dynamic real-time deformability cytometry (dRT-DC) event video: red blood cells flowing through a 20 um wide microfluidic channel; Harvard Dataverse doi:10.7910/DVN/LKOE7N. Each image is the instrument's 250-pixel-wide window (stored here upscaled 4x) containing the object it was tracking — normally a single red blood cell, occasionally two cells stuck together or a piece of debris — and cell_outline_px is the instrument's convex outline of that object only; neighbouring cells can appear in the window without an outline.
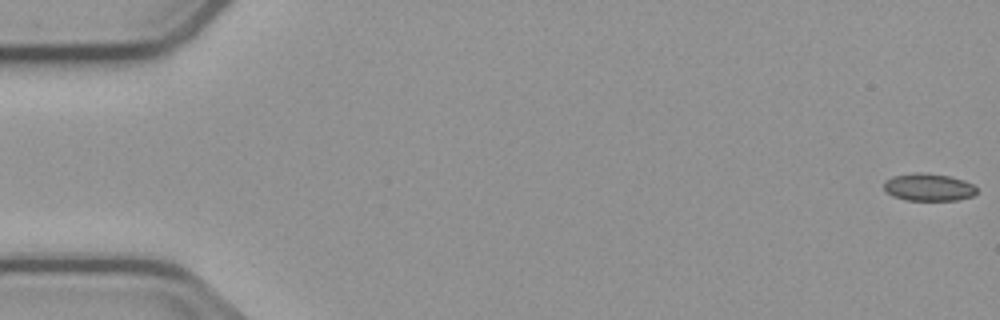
{"species": "common noctule bat (a hibernating species)", "species_latin": "Nyctalus noctula", "temperature_condition": "cold", "stored_images_in_passage": 11, "camera_frame_rate_fps": 3000, "um_per_image_px": 0.085, "animal": {"sex": "male", "body_mass_g": 23.1, "forearm_length_mm": 52.7}, "frame": {"image": 1, "passage_image": 1, "time_ms": 0.0, "image_size_px": [1000, 320], "cell_outline_px": [[976, 192], [972, 196], [956, 200], [908, 200], [892, 196], [884, 188], [884, 180], [892, 176], [912, 172], [924, 172], [952, 176], [964, 180], [972, 184], [976, 188]], "centroid_in_image_um": [78.91, 15.89], "position_along_channel_um": 6.1, "area_um2": 14.97}}
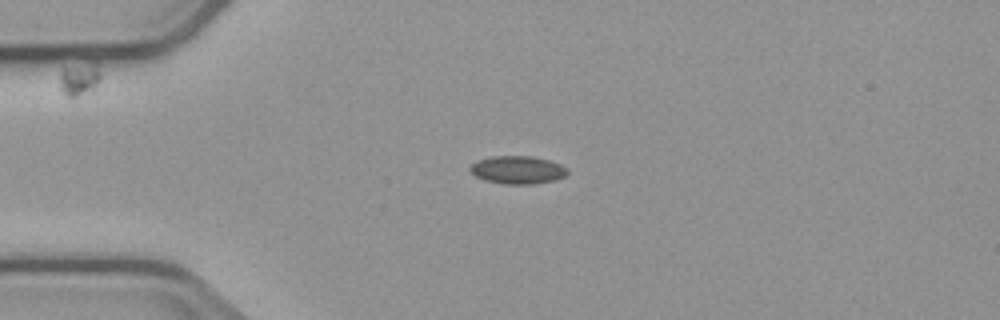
{"frame": {"image": 2, "passage_image": 4, "time_ms": 4.333, "image_size_px": [1000, 320], "cell_outline_px": [[568, 172], [564, 176], [552, 180], [532, 184], [504, 184], [484, 180], [476, 176], [468, 168], [476, 160], [492, 156], [532, 156], [548, 160], [560, 164], [568, 168]], "centroid_in_image_um": [43.97, 14.43], "position_along_channel_um": 41.0, "area_um2": 15.78}}
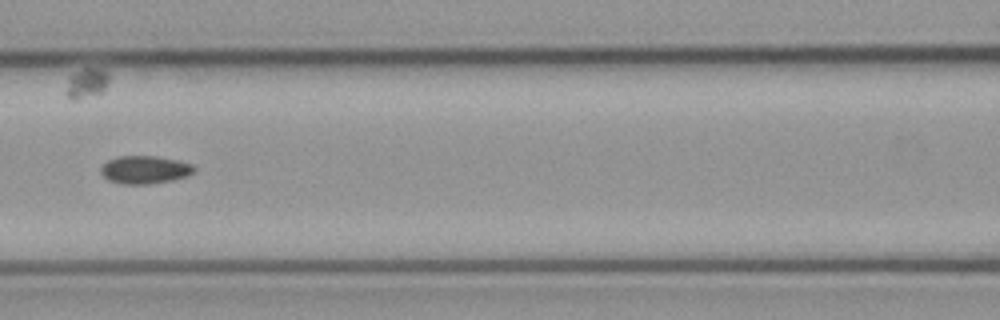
{"frame": {"image": 3, "passage_image": 7, "time_ms": 8.0, "image_size_px": [1000, 320], "cell_outline_px": [[196, 172], [188, 176], [172, 180], [148, 184], [120, 184], [108, 180], [100, 172], [100, 168], [108, 160], [120, 156], [156, 156], [176, 160], [192, 164], [196, 168]], "centroid_in_image_um": [12.33, 14.43], "position_along_channel_um": 154.3, "area_um2": 15.26}}